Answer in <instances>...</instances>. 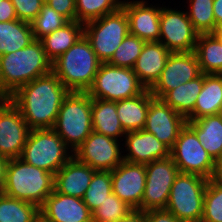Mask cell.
I'll list each match as a JSON object with an SVG mask.
<instances>
[{
    "label": "cell",
    "mask_w": 222,
    "mask_h": 222,
    "mask_svg": "<svg viewBox=\"0 0 222 222\" xmlns=\"http://www.w3.org/2000/svg\"><path fill=\"white\" fill-rule=\"evenodd\" d=\"M125 135V146L129 153L123 156L124 161L146 165L170 156V149L144 129Z\"/></svg>",
    "instance_id": "ffe728a7"
},
{
    "label": "cell",
    "mask_w": 222,
    "mask_h": 222,
    "mask_svg": "<svg viewBox=\"0 0 222 222\" xmlns=\"http://www.w3.org/2000/svg\"><path fill=\"white\" fill-rule=\"evenodd\" d=\"M215 35L222 39V34H215Z\"/></svg>",
    "instance_id": "816d5d0a"
},
{
    "label": "cell",
    "mask_w": 222,
    "mask_h": 222,
    "mask_svg": "<svg viewBox=\"0 0 222 222\" xmlns=\"http://www.w3.org/2000/svg\"><path fill=\"white\" fill-rule=\"evenodd\" d=\"M114 222H147L145 212L133 209L125 217Z\"/></svg>",
    "instance_id": "7bdbcfd3"
},
{
    "label": "cell",
    "mask_w": 222,
    "mask_h": 222,
    "mask_svg": "<svg viewBox=\"0 0 222 222\" xmlns=\"http://www.w3.org/2000/svg\"><path fill=\"white\" fill-rule=\"evenodd\" d=\"M145 41L130 33L116 49L108 64L133 69Z\"/></svg>",
    "instance_id": "e575fe53"
},
{
    "label": "cell",
    "mask_w": 222,
    "mask_h": 222,
    "mask_svg": "<svg viewBox=\"0 0 222 222\" xmlns=\"http://www.w3.org/2000/svg\"><path fill=\"white\" fill-rule=\"evenodd\" d=\"M7 97L0 96V106L7 100Z\"/></svg>",
    "instance_id": "f907efd6"
},
{
    "label": "cell",
    "mask_w": 222,
    "mask_h": 222,
    "mask_svg": "<svg viewBox=\"0 0 222 222\" xmlns=\"http://www.w3.org/2000/svg\"><path fill=\"white\" fill-rule=\"evenodd\" d=\"M214 174H222V156L215 162Z\"/></svg>",
    "instance_id": "bcb514c9"
},
{
    "label": "cell",
    "mask_w": 222,
    "mask_h": 222,
    "mask_svg": "<svg viewBox=\"0 0 222 222\" xmlns=\"http://www.w3.org/2000/svg\"><path fill=\"white\" fill-rule=\"evenodd\" d=\"M40 214L49 222H92V212L83 199L55 190L45 199Z\"/></svg>",
    "instance_id": "d6986e66"
},
{
    "label": "cell",
    "mask_w": 222,
    "mask_h": 222,
    "mask_svg": "<svg viewBox=\"0 0 222 222\" xmlns=\"http://www.w3.org/2000/svg\"><path fill=\"white\" fill-rule=\"evenodd\" d=\"M34 40L31 23L19 19L0 22V56L27 47Z\"/></svg>",
    "instance_id": "f546056e"
},
{
    "label": "cell",
    "mask_w": 222,
    "mask_h": 222,
    "mask_svg": "<svg viewBox=\"0 0 222 222\" xmlns=\"http://www.w3.org/2000/svg\"><path fill=\"white\" fill-rule=\"evenodd\" d=\"M33 222H49L46 220L41 214L38 215V217Z\"/></svg>",
    "instance_id": "c3c4849f"
},
{
    "label": "cell",
    "mask_w": 222,
    "mask_h": 222,
    "mask_svg": "<svg viewBox=\"0 0 222 222\" xmlns=\"http://www.w3.org/2000/svg\"><path fill=\"white\" fill-rule=\"evenodd\" d=\"M145 90L133 69L101 63L87 93L91 98L117 102L138 96Z\"/></svg>",
    "instance_id": "9c48e42d"
},
{
    "label": "cell",
    "mask_w": 222,
    "mask_h": 222,
    "mask_svg": "<svg viewBox=\"0 0 222 222\" xmlns=\"http://www.w3.org/2000/svg\"><path fill=\"white\" fill-rule=\"evenodd\" d=\"M203 84L204 73L175 89L169 90L161 99L187 121H193V110Z\"/></svg>",
    "instance_id": "d4e9b609"
},
{
    "label": "cell",
    "mask_w": 222,
    "mask_h": 222,
    "mask_svg": "<svg viewBox=\"0 0 222 222\" xmlns=\"http://www.w3.org/2000/svg\"><path fill=\"white\" fill-rule=\"evenodd\" d=\"M154 98L149 89L142 94L116 102L117 115L127 132L144 129L149 102Z\"/></svg>",
    "instance_id": "603a6c76"
},
{
    "label": "cell",
    "mask_w": 222,
    "mask_h": 222,
    "mask_svg": "<svg viewBox=\"0 0 222 222\" xmlns=\"http://www.w3.org/2000/svg\"><path fill=\"white\" fill-rule=\"evenodd\" d=\"M76 21L86 22L103 17L118 10L122 1L120 0H75Z\"/></svg>",
    "instance_id": "d6a6232c"
},
{
    "label": "cell",
    "mask_w": 222,
    "mask_h": 222,
    "mask_svg": "<svg viewBox=\"0 0 222 222\" xmlns=\"http://www.w3.org/2000/svg\"><path fill=\"white\" fill-rule=\"evenodd\" d=\"M186 124L196 133L203 148L216 162L222 156V114L204 116Z\"/></svg>",
    "instance_id": "cb8c5ba5"
},
{
    "label": "cell",
    "mask_w": 222,
    "mask_h": 222,
    "mask_svg": "<svg viewBox=\"0 0 222 222\" xmlns=\"http://www.w3.org/2000/svg\"><path fill=\"white\" fill-rule=\"evenodd\" d=\"M170 53L159 41L144 43L133 71L146 89H150L160 78Z\"/></svg>",
    "instance_id": "7402d4cb"
},
{
    "label": "cell",
    "mask_w": 222,
    "mask_h": 222,
    "mask_svg": "<svg viewBox=\"0 0 222 222\" xmlns=\"http://www.w3.org/2000/svg\"><path fill=\"white\" fill-rule=\"evenodd\" d=\"M118 143L119 141L116 139L93 131L73 151V156L78 161L89 165L95 171L111 172L124 161Z\"/></svg>",
    "instance_id": "4fadbf2b"
},
{
    "label": "cell",
    "mask_w": 222,
    "mask_h": 222,
    "mask_svg": "<svg viewBox=\"0 0 222 222\" xmlns=\"http://www.w3.org/2000/svg\"><path fill=\"white\" fill-rule=\"evenodd\" d=\"M19 20L31 23L40 13L43 0H11Z\"/></svg>",
    "instance_id": "f35d334b"
},
{
    "label": "cell",
    "mask_w": 222,
    "mask_h": 222,
    "mask_svg": "<svg viewBox=\"0 0 222 222\" xmlns=\"http://www.w3.org/2000/svg\"><path fill=\"white\" fill-rule=\"evenodd\" d=\"M212 179L216 180L217 182L222 183V174H214Z\"/></svg>",
    "instance_id": "681fc988"
},
{
    "label": "cell",
    "mask_w": 222,
    "mask_h": 222,
    "mask_svg": "<svg viewBox=\"0 0 222 222\" xmlns=\"http://www.w3.org/2000/svg\"><path fill=\"white\" fill-rule=\"evenodd\" d=\"M214 34H222V21L217 25Z\"/></svg>",
    "instance_id": "7dc6e473"
},
{
    "label": "cell",
    "mask_w": 222,
    "mask_h": 222,
    "mask_svg": "<svg viewBox=\"0 0 222 222\" xmlns=\"http://www.w3.org/2000/svg\"><path fill=\"white\" fill-rule=\"evenodd\" d=\"M69 92L51 71L20 87L9 99L31 130L53 129L60 106Z\"/></svg>",
    "instance_id": "6da1fadb"
},
{
    "label": "cell",
    "mask_w": 222,
    "mask_h": 222,
    "mask_svg": "<svg viewBox=\"0 0 222 222\" xmlns=\"http://www.w3.org/2000/svg\"><path fill=\"white\" fill-rule=\"evenodd\" d=\"M146 184L140 210L165 209L170 189L180 171L171 156L157 159L145 165Z\"/></svg>",
    "instance_id": "8fae6325"
},
{
    "label": "cell",
    "mask_w": 222,
    "mask_h": 222,
    "mask_svg": "<svg viewBox=\"0 0 222 222\" xmlns=\"http://www.w3.org/2000/svg\"><path fill=\"white\" fill-rule=\"evenodd\" d=\"M18 20L11 0H0V22Z\"/></svg>",
    "instance_id": "b9f144b4"
},
{
    "label": "cell",
    "mask_w": 222,
    "mask_h": 222,
    "mask_svg": "<svg viewBox=\"0 0 222 222\" xmlns=\"http://www.w3.org/2000/svg\"><path fill=\"white\" fill-rule=\"evenodd\" d=\"M54 191V174L23 161L9 159L2 193L37 205L39 208Z\"/></svg>",
    "instance_id": "277c9868"
},
{
    "label": "cell",
    "mask_w": 222,
    "mask_h": 222,
    "mask_svg": "<svg viewBox=\"0 0 222 222\" xmlns=\"http://www.w3.org/2000/svg\"><path fill=\"white\" fill-rule=\"evenodd\" d=\"M68 22L69 20L66 17L57 13L47 3H44L40 13L31 22L34 38L40 40Z\"/></svg>",
    "instance_id": "d590c367"
},
{
    "label": "cell",
    "mask_w": 222,
    "mask_h": 222,
    "mask_svg": "<svg viewBox=\"0 0 222 222\" xmlns=\"http://www.w3.org/2000/svg\"><path fill=\"white\" fill-rule=\"evenodd\" d=\"M84 35V24L69 21L61 28L40 39L47 58L53 62Z\"/></svg>",
    "instance_id": "484cf974"
},
{
    "label": "cell",
    "mask_w": 222,
    "mask_h": 222,
    "mask_svg": "<svg viewBox=\"0 0 222 222\" xmlns=\"http://www.w3.org/2000/svg\"><path fill=\"white\" fill-rule=\"evenodd\" d=\"M202 74L195 52H171L160 78L149 89L161 99L169 90L175 89Z\"/></svg>",
    "instance_id": "5bb4252c"
},
{
    "label": "cell",
    "mask_w": 222,
    "mask_h": 222,
    "mask_svg": "<svg viewBox=\"0 0 222 222\" xmlns=\"http://www.w3.org/2000/svg\"><path fill=\"white\" fill-rule=\"evenodd\" d=\"M112 193V180L110 171H95L88 189L85 192L83 202L89 210H96Z\"/></svg>",
    "instance_id": "836d02e7"
},
{
    "label": "cell",
    "mask_w": 222,
    "mask_h": 222,
    "mask_svg": "<svg viewBox=\"0 0 222 222\" xmlns=\"http://www.w3.org/2000/svg\"><path fill=\"white\" fill-rule=\"evenodd\" d=\"M170 156L180 173L195 174L211 179L215 171V161L203 148L196 133L186 124L170 150Z\"/></svg>",
    "instance_id": "30bf717a"
},
{
    "label": "cell",
    "mask_w": 222,
    "mask_h": 222,
    "mask_svg": "<svg viewBox=\"0 0 222 222\" xmlns=\"http://www.w3.org/2000/svg\"><path fill=\"white\" fill-rule=\"evenodd\" d=\"M187 15L199 34L214 33L216 22L213 13L214 0H189Z\"/></svg>",
    "instance_id": "1f68e13d"
},
{
    "label": "cell",
    "mask_w": 222,
    "mask_h": 222,
    "mask_svg": "<svg viewBox=\"0 0 222 222\" xmlns=\"http://www.w3.org/2000/svg\"><path fill=\"white\" fill-rule=\"evenodd\" d=\"M201 222H222V183L212 178L205 189Z\"/></svg>",
    "instance_id": "8d00e7d4"
},
{
    "label": "cell",
    "mask_w": 222,
    "mask_h": 222,
    "mask_svg": "<svg viewBox=\"0 0 222 222\" xmlns=\"http://www.w3.org/2000/svg\"><path fill=\"white\" fill-rule=\"evenodd\" d=\"M222 112V74H204V84L196 99L193 120Z\"/></svg>",
    "instance_id": "83f0119b"
},
{
    "label": "cell",
    "mask_w": 222,
    "mask_h": 222,
    "mask_svg": "<svg viewBox=\"0 0 222 222\" xmlns=\"http://www.w3.org/2000/svg\"><path fill=\"white\" fill-rule=\"evenodd\" d=\"M91 112L87 92H69L60 106L53 130L72 148L71 153L93 132Z\"/></svg>",
    "instance_id": "5b68a950"
},
{
    "label": "cell",
    "mask_w": 222,
    "mask_h": 222,
    "mask_svg": "<svg viewBox=\"0 0 222 222\" xmlns=\"http://www.w3.org/2000/svg\"><path fill=\"white\" fill-rule=\"evenodd\" d=\"M47 4L69 21H76L75 0H49Z\"/></svg>",
    "instance_id": "ab89813d"
},
{
    "label": "cell",
    "mask_w": 222,
    "mask_h": 222,
    "mask_svg": "<svg viewBox=\"0 0 222 222\" xmlns=\"http://www.w3.org/2000/svg\"><path fill=\"white\" fill-rule=\"evenodd\" d=\"M213 13L217 27V25L222 21V0H214Z\"/></svg>",
    "instance_id": "f6af8a7d"
},
{
    "label": "cell",
    "mask_w": 222,
    "mask_h": 222,
    "mask_svg": "<svg viewBox=\"0 0 222 222\" xmlns=\"http://www.w3.org/2000/svg\"><path fill=\"white\" fill-rule=\"evenodd\" d=\"M93 131L118 140L126 134L117 115L116 102L92 98Z\"/></svg>",
    "instance_id": "4316f807"
},
{
    "label": "cell",
    "mask_w": 222,
    "mask_h": 222,
    "mask_svg": "<svg viewBox=\"0 0 222 222\" xmlns=\"http://www.w3.org/2000/svg\"><path fill=\"white\" fill-rule=\"evenodd\" d=\"M208 181L199 175L179 173L165 209L182 222H201Z\"/></svg>",
    "instance_id": "ba28073f"
},
{
    "label": "cell",
    "mask_w": 222,
    "mask_h": 222,
    "mask_svg": "<svg viewBox=\"0 0 222 222\" xmlns=\"http://www.w3.org/2000/svg\"><path fill=\"white\" fill-rule=\"evenodd\" d=\"M52 71L40 40L0 56V96L9 98L20 87Z\"/></svg>",
    "instance_id": "7a4b0ae2"
},
{
    "label": "cell",
    "mask_w": 222,
    "mask_h": 222,
    "mask_svg": "<svg viewBox=\"0 0 222 222\" xmlns=\"http://www.w3.org/2000/svg\"><path fill=\"white\" fill-rule=\"evenodd\" d=\"M186 122L187 120L183 116L162 99L154 97L149 102L144 130L152 133L171 150Z\"/></svg>",
    "instance_id": "2e32d148"
},
{
    "label": "cell",
    "mask_w": 222,
    "mask_h": 222,
    "mask_svg": "<svg viewBox=\"0 0 222 222\" xmlns=\"http://www.w3.org/2000/svg\"><path fill=\"white\" fill-rule=\"evenodd\" d=\"M128 34L129 21L122 7L84 24V36L102 63L111 59Z\"/></svg>",
    "instance_id": "52a82bcc"
},
{
    "label": "cell",
    "mask_w": 222,
    "mask_h": 222,
    "mask_svg": "<svg viewBox=\"0 0 222 222\" xmlns=\"http://www.w3.org/2000/svg\"><path fill=\"white\" fill-rule=\"evenodd\" d=\"M101 63L83 35L52 62V72L70 92H87L94 82Z\"/></svg>",
    "instance_id": "3957f363"
},
{
    "label": "cell",
    "mask_w": 222,
    "mask_h": 222,
    "mask_svg": "<svg viewBox=\"0 0 222 222\" xmlns=\"http://www.w3.org/2000/svg\"><path fill=\"white\" fill-rule=\"evenodd\" d=\"M30 130L20 110L8 98L0 106V155L8 159L21 157Z\"/></svg>",
    "instance_id": "9a60e30c"
},
{
    "label": "cell",
    "mask_w": 222,
    "mask_h": 222,
    "mask_svg": "<svg viewBox=\"0 0 222 222\" xmlns=\"http://www.w3.org/2000/svg\"><path fill=\"white\" fill-rule=\"evenodd\" d=\"M8 161V158L0 155V192L2 191L5 184Z\"/></svg>",
    "instance_id": "ee69618b"
},
{
    "label": "cell",
    "mask_w": 222,
    "mask_h": 222,
    "mask_svg": "<svg viewBox=\"0 0 222 222\" xmlns=\"http://www.w3.org/2000/svg\"><path fill=\"white\" fill-rule=\"evenodd\" d=\"M198 36L187 11L161 7L159 42L170 52H193Z\"/></svg>",
    "instance_id": "7c38bea8"
},
{
    "label": "cell",
    "mask_w": 222,
    "mask_h": 222,
    "mask_svg": "<svg viewBox=\"0 0 222 222\" xmlns=\"http://www.w3.org/2000/svg\"><path fill=\"white\" fill-rule=\"evenodd\" d=\"M69 149L53 129H32L20 158L55 175L73 157Z\"/></svg>",
    "instance_id": "8992f818"
},
{
    "label": "cell",
    "mask_w": 222,
    "mask_h": 222,
    "mask_svg": "<svg viewBox=\"0 0 222 222\" xmlns=\"http://www.w3.org/2000/svg\"><path fill=\"white\" fill-rule=\"evenodd\" d=\"M112 192L132 209L140 210L145 184L144 164L123 161L111 171Z\"/></svg>",
    "instance_id": "e0dca14e"
},
{
    "label": "cell",
    "mask_w": 222,
    "mask_h": 222,
    "mask_svg": "<svg viewBox=\"0 0 222 222\" xmlns=\"http://www.w3.org/2000/svg\"><path fill=\"white\" fill-rule=\"evenodd\" d=\"M145 215L147 222H182L166 209L149 210Z\"/></svg>",
    "instance_id": "60d3db41"
},
{
    "label": "cell",
    "mask_w": 222,
    "mask_h": 222,
    "mask_svg": "<svg viewBox=\"0 0 222 222\" xmlns=\"http://www.w3.org/2000/svg\"><path fill=\"white\" fill-rule=\"evenodd\" d=\"M133 209L113 192L92 212V222H114L125 217Z\"/></svg>",
    "instance_id": "74e56055"
},
{
    "label": "cell",
    "mask_w": 222,
    "mask_h": 222,
    "mask_svg": "<svg viewBox=\"0 0 222 222\" xmlns=\"http://www.w3.org/2000/svg\"><path fill=\"white\" fill-rule=\"evenodd\" d=\"M39 214L37 205L0 193V222H33Z\"/></svg>",
    "instance_id": "4dcf8cb0"
},
{
    "label": "cell",
    "mask_w": 222,
    "mask_h": 222,
    "mask_svg": "<svg viewBox=\"0 0 222 222\" xmlns=\"http://www.w3.org/2000/svg\"><path fill=\"white\" fill-rule=\"evenodd\" d=\"M129 21V33L145 42L159 41L161 8L149 6L147 1H122Z\"/></svg>",
    "instance_id": "ac0fdd59"
},
{
    "label": "cell",
    "mask_w": 222,
    "mask_h": 222,
    "mask_svg": "<svg viewBox=\"0 0 222 222\" xmlns=\"http://www.w3.org/2000/svg\"><path fill=\"white\" fill-rule=\"evenodd\" d=\"M204 74H222V39L214 33L199 34L194 50Z\"/></svg>",
    "instance_id": "f1b7e54d"
},
{
    "label": "cell",
    "mask_w": 222,
    "mask_h": 222,
    "mask_svg": "<svg viewBox=\"0 0 222 222\" xmlns=\"http://www.w3.org/2000/svg\"><path fill=\"white\" fill-rule=\"evenodd\" d=\"M95 170L74 156L54 175V190L67 196L82 199Z\"/></svg>",
    "instance_id": "44dd1931"
}]
</instances>
